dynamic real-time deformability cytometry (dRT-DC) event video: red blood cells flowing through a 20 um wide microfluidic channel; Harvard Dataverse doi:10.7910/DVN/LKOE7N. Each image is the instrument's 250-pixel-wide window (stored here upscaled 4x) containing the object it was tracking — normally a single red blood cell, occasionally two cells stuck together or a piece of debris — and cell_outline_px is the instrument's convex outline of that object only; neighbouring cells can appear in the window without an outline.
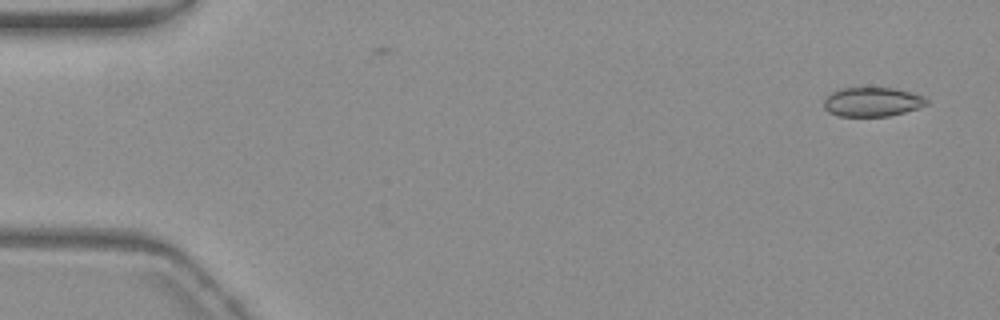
{"species": "common noctule bat (a hibernating species)", "species_latin": "Nyctalus noctula", "temperature_condition": "warm", "stored_images_in_passage": 56, "camera_frame_rate_fps": 3000, "um_per_image_px": 0.085, "animal": {"sex": "female", "body_mass_g": 19.3, "forearm_length_mm": 54.1}, "frame": {"image": 1, "passage_image": 3, "time_ms": 0.667, "image_size_px": [1000, 320], "cell_outline_px": [[928, 104], [920, 108], [888, 116], [840, 116], [828, 112], [824, 108], [824, 100], [832, 92], [840, 88], [892, 88], [912, 92], [924, 96], [928, 100]], "centroid_in_image_um": [74.17, 8.66], "position_along_channel_um": 10.8, "area_um2": 17.51}}
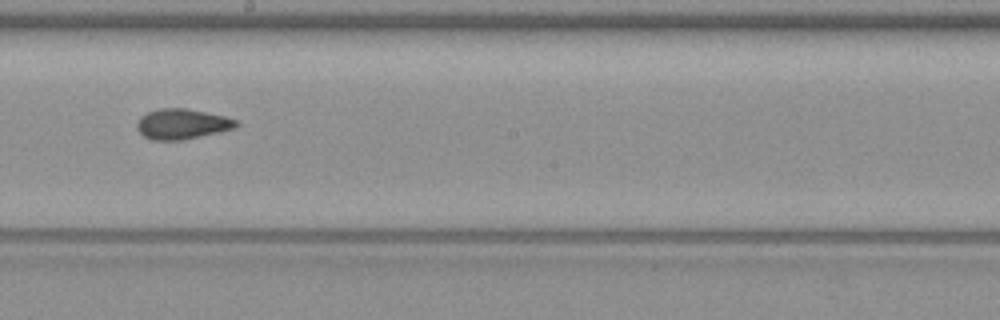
{"frame": {"image": 2, "passage_image": 32, "time_ms": 10.333, "image_size_px": [1000, 320], "cell_outline_px": [[240, 124], [236, 128], [180, 140], [152, 140], [144, 136], [136, 128], [136, 124], [140, 116], [148, 112], [160, 108], [184, 108], [224, 116], [236, 120]], "centroid_in_image_um": [15.45, 10.54], "position_along_channel_um": 232.8, "area_um2": 17.34}}
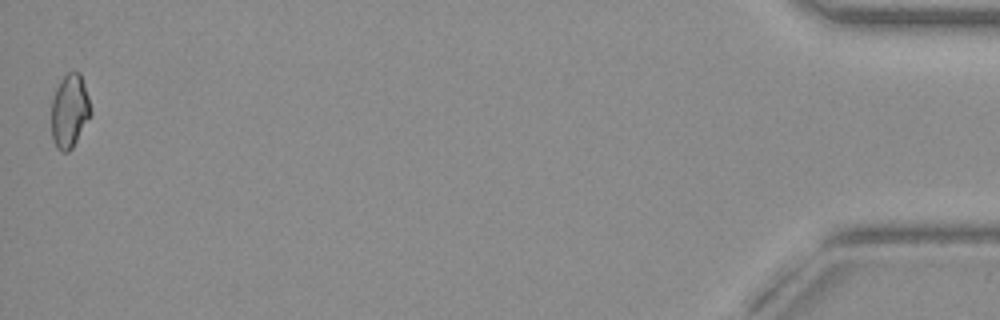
{"frame": {"image": 3, "passage_image": 56, "time_ms": 18.333, "image_size_px": [1000, 320], "cell_outline_px": [[92, 112], [72, 148], [68, 152], [60, 152], [56, 148], [52, 140], [52, 100], [56, 88], [60, 80], [68, 72], [80, 72], [88, 96]], "centroid_in_image_um": [5.9, 9.45], "position_along_channel_um": 429.3, "area_um2": 16.76}, "authors_computed_cell_mechanics": {"area_um2": 17.4556, "velocity_mm_per_s": 3.6939, "shape_relaxation_time_tau1_ms": null, "shape_relaxation_time_tau2_ms": 4.3363, "deformation_change_tau1": null, "deformation_change_tau2": 0.0827}}